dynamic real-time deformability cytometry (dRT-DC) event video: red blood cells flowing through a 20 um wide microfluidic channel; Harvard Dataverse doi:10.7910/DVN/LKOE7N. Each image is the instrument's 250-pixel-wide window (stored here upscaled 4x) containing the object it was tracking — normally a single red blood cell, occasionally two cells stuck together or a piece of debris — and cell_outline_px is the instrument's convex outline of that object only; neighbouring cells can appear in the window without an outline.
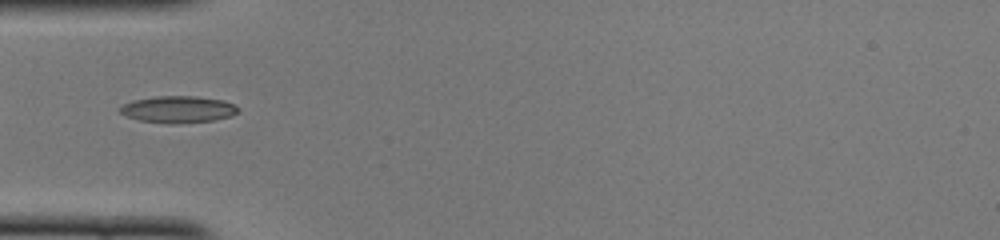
{"species": "common noctule bat (a hibernating species)", "species_latin": "Nyctalus noctula", "temperature_condition": "cold", "stored_images_in_passage": 4, "camera_frame_rate_fps": 3000, "um_per_image_px": 0.085, "animal": {"sex": "female", "body_mass_g": 22.0, "forearm_length_mm": 56.7}, "frame": {"image": 1, "passage_image": 1, "time_ms": 0.0, "image_size_px": [1000, 240], "cell_outline_px": [[240, 108], [232, 116], [212, 120], [176, 124], [172, 124], [140, 120], [128, 116], [120, 112], [120, 108], [124, 104], [132, 100], [156, 96], [196, 96], [224, 100]], "centroid_in_image_um": [15.16, 9.29], "position_along_channel_um": 69.8, "area_um2": 18.32}}
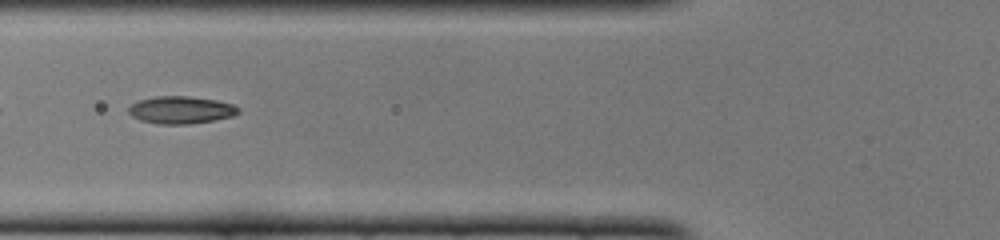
{"frame": {"image": 2, "passage_image": 4, "time_ms": 1.0, "image_size_px": [1000, 240], "cell_outline_px": [[240, 112], [232, 116], [212, 120], [188, 124], [156, 124], [140, 120], [132, 116], [128, 112], [128, 108], [132, 104], [140, 100], [156, 96], [188, 96], [216, 100], [232, 104], [240, 108]], "centroid_in_image_um": [15.37, 9.34], "position_along_channel_um": 110.4, "area_um2": 17.46}}